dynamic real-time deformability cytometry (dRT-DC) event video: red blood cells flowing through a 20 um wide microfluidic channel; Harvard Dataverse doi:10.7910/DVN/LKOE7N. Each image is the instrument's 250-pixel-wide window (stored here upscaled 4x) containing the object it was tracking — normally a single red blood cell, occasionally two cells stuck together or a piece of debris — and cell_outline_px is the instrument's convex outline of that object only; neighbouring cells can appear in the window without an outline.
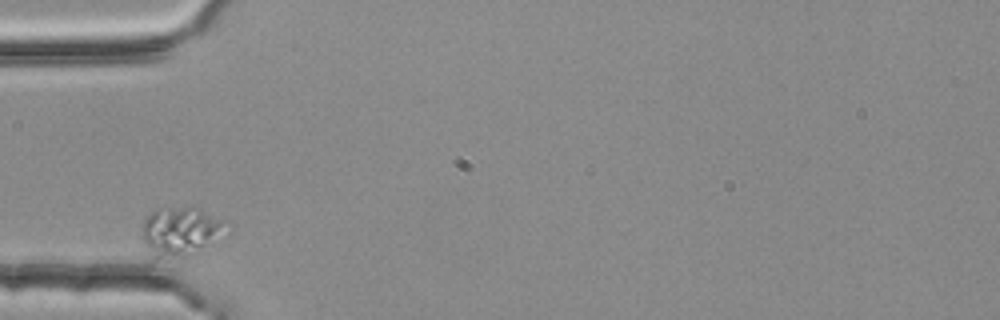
{"species": "common noctule bat (a hibernating species)", "species_latin": "Nyctalus noctula", "temperature_condition": "room temperature", "stored_images_in_passage": 1, "camera_frame_rate_fps": 3000, "um_per_image_px": 0.085, "animal": {"sex": "female", "body_mass_g": 25.1}, "frame": {"image": 1, "passage_image": 1, "time_ms": 0.0, "image_size_px": [1000, 320], "cell_outline_px": [[220, 220], [216, 228], [204, 244], [196, 252], [184, 256], [156, 260], [152, 260], [144, 240], [144, 220], [156, 208], [188, 204], [200, 208]], "centroid_in_image_um": [15.09, 19.63], "position_along_channel_um": 69.9, "area_um2": 22.48}}